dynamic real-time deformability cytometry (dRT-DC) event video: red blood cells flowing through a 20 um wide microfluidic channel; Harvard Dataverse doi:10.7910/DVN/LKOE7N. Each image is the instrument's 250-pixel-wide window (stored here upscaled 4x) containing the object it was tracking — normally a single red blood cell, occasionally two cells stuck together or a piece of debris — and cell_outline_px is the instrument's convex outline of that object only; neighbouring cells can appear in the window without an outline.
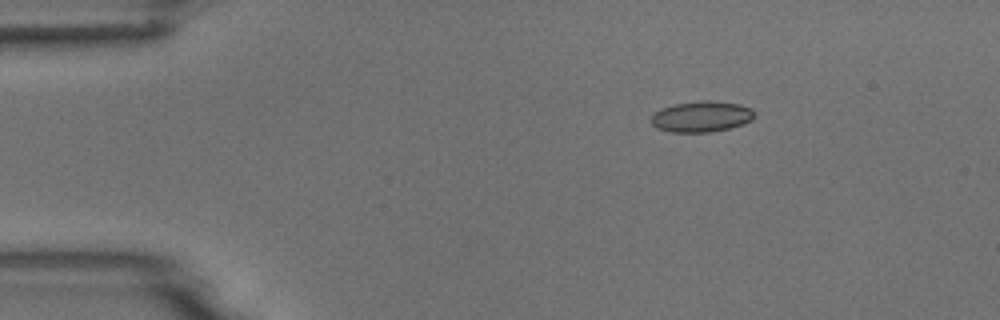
{"species": "common noctule bat (a hibernating species)", "species_latin": "Nyctalus noctula", "temperature_condition": "room temperature", "stored_images_in_passage": 3, "camera_frame_rate_fps": 3000, "um_per_image_px": 0.085, "animal": {"sex": "male", "body_mass_g": 18.8}, "frame": {"image": 1, "passage_image": 1, "time_ms": 0.0, "image_size_px": [1000, 320], "cell_outline_px": [[756, 112], [752, 120], [744, 124], [728, 128], [708, 132], [672, 132], [656, 128], [652, 124], [652, 116], [660, 108], [672, 104], [704, 100], [716, 100], [740, 104], [752, 108]], "centroid_in_image_um": [59.66, 9.89], "position_along_channel_um": 25.3, "area_um2": 18.79}}